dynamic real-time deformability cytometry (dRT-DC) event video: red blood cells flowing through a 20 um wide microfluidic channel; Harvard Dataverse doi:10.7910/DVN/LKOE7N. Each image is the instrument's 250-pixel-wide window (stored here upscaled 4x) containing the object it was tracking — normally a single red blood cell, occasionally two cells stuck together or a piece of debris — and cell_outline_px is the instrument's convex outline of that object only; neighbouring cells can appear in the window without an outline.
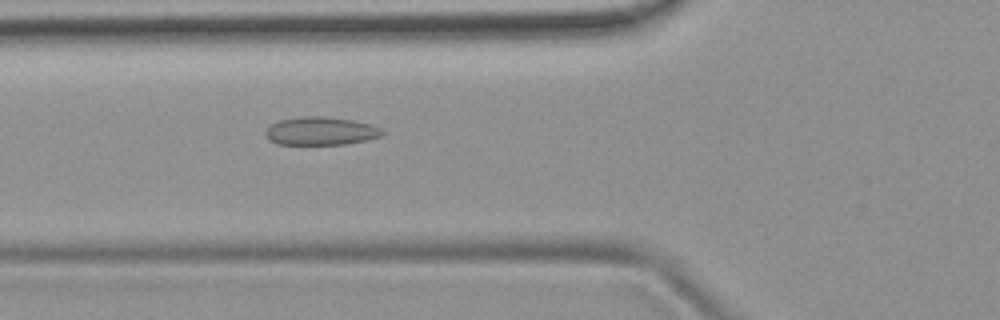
{"species": "common noctule bat (a hibernating species)", "species_latin": "Nyctalus noctula", "temperature_condition": "room temperature", "stored_images_in_passage": 51, "camera_frame_rate_fps": 3000, "um_per_image_px": 0.085, "animal": {"sex": "female", "body_mass_g": 19.9}, "frame": {"image": 1, "passage_image": 19, "time_ms": 6.0, "image_size_px": [1000, 320], "cell_outline_px": [[384, 132], [380, 136], [364, 140], [344, 144], [276, 144], [268, 140], [264, 132], [272, 124], [280, 120], [304, 116], [324, 116], [352, 120], [368, 124], [380, 128]], "centroid_in_image_um": [27.21, 11.14], "position_along_channel_um": 98.6, "area_um2": 18.9}}
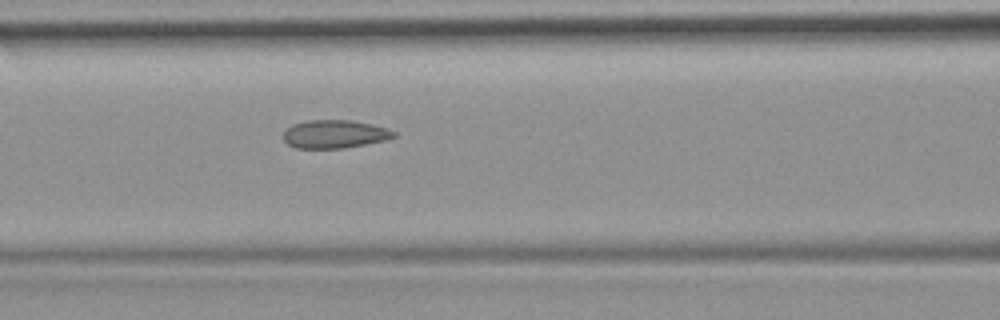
{"frame": {"image": 2, "passage_image": 22, "time_ms": 7.0, "image_size_px": [1000, 320], "cell_outline_px": [[396, 136], [388, 140], [344, 148], [296, 148], [288, 144], [284, 140], [284, 132], [292, 124], [304, 120], [352, 120], [372, 124], [388, 128], [396, 132]], "centroid_in_image_um": [28.48, 11.39], "position_along_channel_um": 138.1, "area_um2": 18.32}}
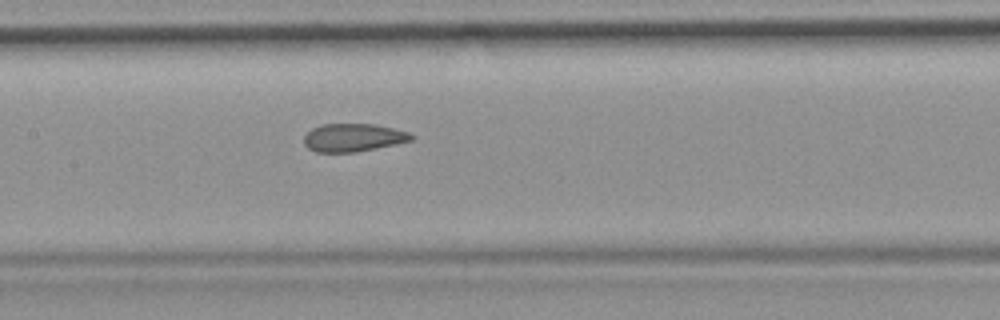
{"frame": {"image": 3, "passage_image": 25, "time_ms": 8.0, "image_size_px": [1000, 320], "cell_outline_px": [[416, 136], [412, 140], [396, 144], [356, 152], [316, 152], [308, 148], [304, 144], [304, 136], [312, 128], [320, 124], [376, 124], [408, 132]], "centroid_in_image_um": [30.02, 11.69], "position_along_channel_um": 177.4, "area_um2": 17.57}, "authors_computed_cell_mechanics": {"area_um2": 18.785, "velocity_mm_per_s": 3.9305, "shape_relaxation_time_tau1_ms": null, "shape_relaxation_time_tau2_ms": 1.3647, "deformation_change_tau1": null, "deformation_change_tau2": 0.0915}}